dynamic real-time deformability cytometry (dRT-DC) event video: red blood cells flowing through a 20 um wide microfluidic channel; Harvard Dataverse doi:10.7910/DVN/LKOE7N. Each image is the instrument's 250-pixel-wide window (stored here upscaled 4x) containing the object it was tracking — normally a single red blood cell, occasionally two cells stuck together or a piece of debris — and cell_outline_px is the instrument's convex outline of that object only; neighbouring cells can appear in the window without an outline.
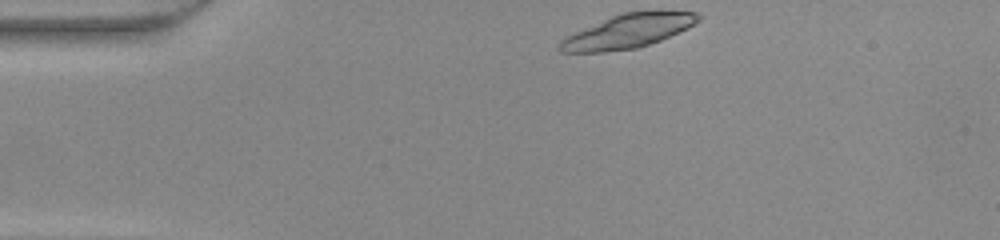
{"species": "common noctule bat (a hibernating species)", "species_latin": "Nyctalus noctula", "temperature_condition": "warm", "stored_images_in_passage": 40, "camera_frame_rate_fps": 3000, "um_per_image_px": 0.085, "animal": {"sex": "female", "body_mass_g": 22.0, "forearm_length_mm": 56.7}, "frame": {"image": 1, "passage_image": 1, "time_ms": 0.0, "image_size_px": [1000, 240], "cell_outline_px": [[700, 20], [688, 28], [660, 40], [636, 48], [604, 52], [560, 52], [556, 48], [560, 40], [564, 36], [612, 16], [624, 12], [696, 12], [700, 16]], "centroid_in_image_um": [53.3, 2.68], "position_along_channel_um": 31.7, "area_um2": 26.88}}